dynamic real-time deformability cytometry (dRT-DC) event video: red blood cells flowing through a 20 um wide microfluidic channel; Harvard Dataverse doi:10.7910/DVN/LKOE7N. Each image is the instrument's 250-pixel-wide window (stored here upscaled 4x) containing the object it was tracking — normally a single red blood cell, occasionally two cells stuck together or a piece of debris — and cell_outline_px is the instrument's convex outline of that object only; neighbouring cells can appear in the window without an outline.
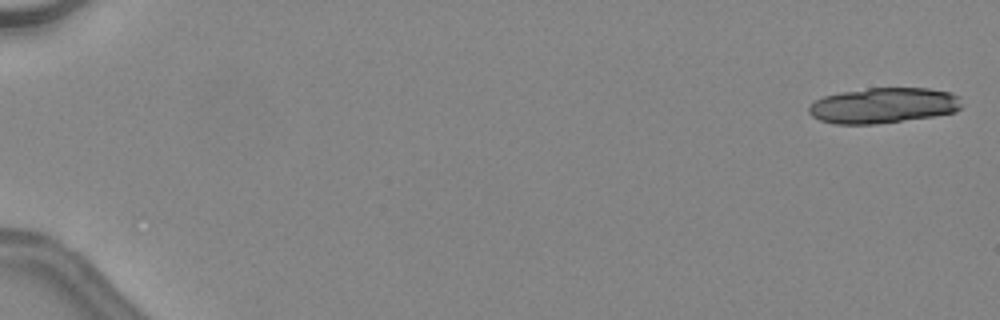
{"species": "common noctule bat (a hibernating species)", "species_latin": "Nyctalus noctula", "temperature_condition": "warm", "stored_images_in_passage": 22, "camera_frame_rate_fps": 3000, "um_per_image_px": 0.085, "animal": {"sex": "female", "body_mass_g": 24.6, "forearm_length_mm": 56.2}, "frame": {"image": 1, "passage_image": 1, "time_ms": 0.0, "image_size_px": [1000, 320], "cell_outline_px": [[960, 108], [956, 112], [932, 116], [876, 124], [832, 124], [820, 120], [812, 116], [808, 112], [808, 108], [816, 100], [824, 96], [840, 92], [868, 88], [928, 88], [952, 92], [960, 96]], "centroid_in_image_um": [75.09, 8.96], "position_along_channel_um": 9.9, "area_um2": 31.67}}